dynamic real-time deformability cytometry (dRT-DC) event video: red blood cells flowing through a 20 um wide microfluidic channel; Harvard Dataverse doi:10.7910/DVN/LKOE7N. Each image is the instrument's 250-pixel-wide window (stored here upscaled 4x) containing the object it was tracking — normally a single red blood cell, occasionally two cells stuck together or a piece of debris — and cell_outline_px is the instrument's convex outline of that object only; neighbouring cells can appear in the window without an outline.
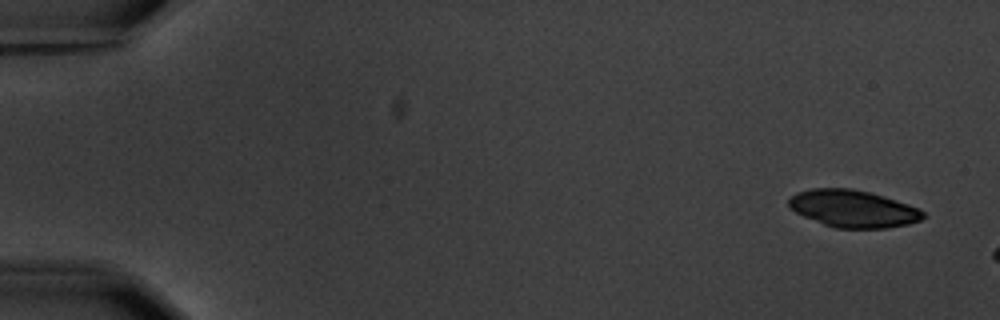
{"species": "common noctule bat (a hibernating species)", "species_latin": "Nyctalus noctula", "temperature_condition": "warm", "stored_images_in_passage": 3, "camera_frame_rate_fps": 3000, "um_per_image_px": 0.085, "animal": {"sex": "male", "body_mass_g": 20.1, "forearm_length_mm": 53.5}, "frame": {"image": 1, "passage_image": 1, "time_ms": 0.0, "image_size_px": [1000, 320], "cell_outline_px": [[924, 216], [920, 220], [908, 224], [884, 228], [836, 228], [824, 224], [804, 216], [788, 208], [788, 200], [796, 192], [812, 188], [852, 188], [884, 196], [920, 208], [924, 212]], "centroid_in_image_um": [72.5, 17.73], "position_along_channel_um": 12.5, "area_um2": 29.07}}